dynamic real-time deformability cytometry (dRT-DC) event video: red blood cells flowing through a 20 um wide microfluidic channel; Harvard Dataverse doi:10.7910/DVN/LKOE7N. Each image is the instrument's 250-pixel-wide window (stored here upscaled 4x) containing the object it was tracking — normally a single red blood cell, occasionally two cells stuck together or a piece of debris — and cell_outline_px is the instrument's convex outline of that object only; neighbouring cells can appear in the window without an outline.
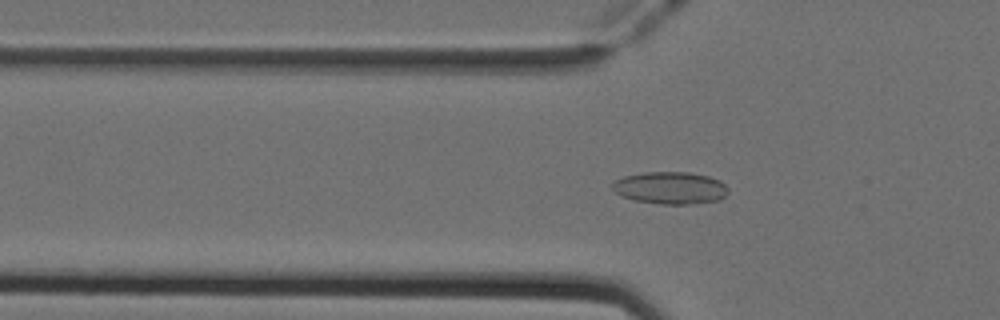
{"species": "Egyptian fruit bat (a non-hibernating species)", "species_latin": "Rousettus aegyptiacus", "temperature_condition": "cold", "stored_images_in_passage": 25, "camera_frame_rate_fps": 3000, "um_per_image_px": 0.085, "animal": {"sex": "female"}, "frame": {"image": 1, "passage_image": 6, "time_ms": 1.667, "image_size_px": [1000, 320], "cell_outline_px": [[728, 192], [720, 200], [696, 204], [660, 204], [636, 200], [624, 196], [616, 192], [612, 188], [612, 184], [616, 180], [624, 176], [648, 172], [688, 172], [708, 176], [720, 180], [728, 188]], "centroid_in_image_um": [57.02, 15.97], "position_along_channel_um": 68.8, "area_um2": 21.68}}
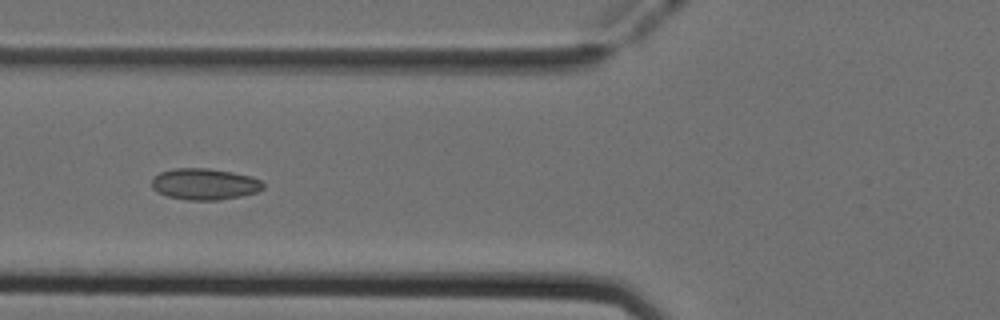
{"frame": {"image": 2, "passage_image": 9, "time_ms": 2.667, "image_size_px": [1000, 320], "cell_outline_px": [[264, 188], [256, 192], [240, 196], [220, 200], [188, 200], [168, 196], [156, 192], [152, 188], [152, 180], [160, 172], [172, 168], [208, 168], [232, 172], [248, 176], [260, 180], [264, 184]], "centroid_in_image_um": [17.37, 15.65], "position_along_channel_um": 108.4, "area_um2": 20.29}}
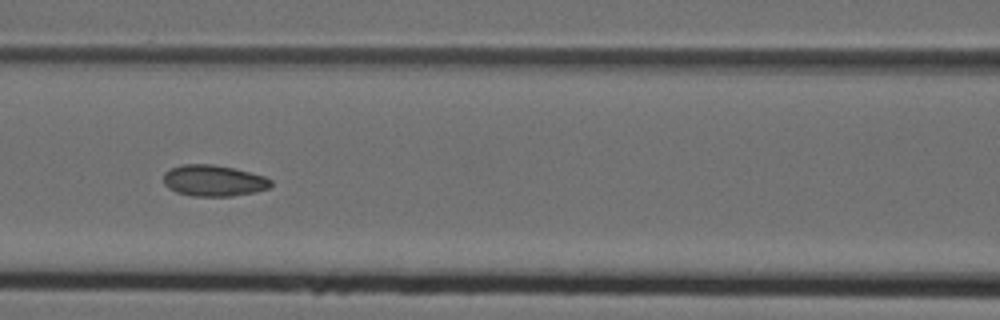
{"frame": {"image": 3, "passage_image": 12, "time_ms": 3.667, "image_size_px": [1000, 320], "cell_outline_px": [[272, 184], [268, 188], [256, 192], [232, 196], [192, 196], [176, 192], [168, 188], [164, 184], [164, 172], [180, 164], [212, 164], [232, 168], [264, 176], [272, 180]], "centroid_in_image_um": [18.14, 15.36], "position_along_channel_um": 148.5, "area_um2": 19.54}}